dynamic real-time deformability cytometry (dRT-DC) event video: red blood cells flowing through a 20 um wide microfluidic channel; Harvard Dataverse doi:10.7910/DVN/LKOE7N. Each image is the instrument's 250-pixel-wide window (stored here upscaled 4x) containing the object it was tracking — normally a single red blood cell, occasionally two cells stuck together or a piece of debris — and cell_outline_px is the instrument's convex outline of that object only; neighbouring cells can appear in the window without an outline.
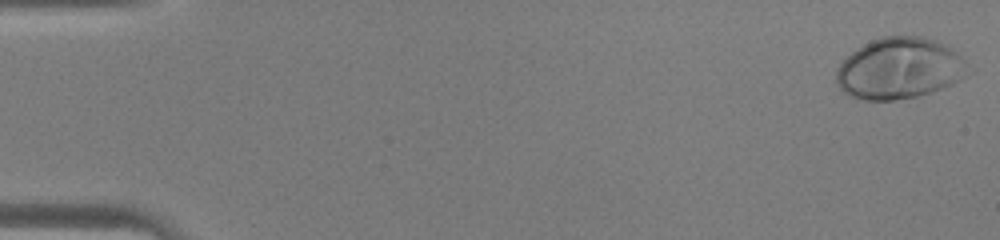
{"species": "human", "species_latin": "Homo sapiens", "temperature_condition": "warm", "stored_images_in_passage": 45, "camera_frame_rate_fps": 3000, "um_per_image_px": 0.085, "donor": {"sex": "male"}, "frame": {"image": 1, "passage_image": 1, "time_ms": 0.0, "image_size_px": [1000, 240], "cell_outline_px": [[976, 72], [952, 84], [916, 96], [892, 100], [868, 100], [848, 96], [840, 88], [836, 80], [836, 68], [856, 48], [872, 40], [884, 36], [920, 36], [936, 40], [948, 44]], "centroid_in_image_um": [76.51, 5.8], "position_along_channel_um": 8.5, "area_um2": 47.28}}
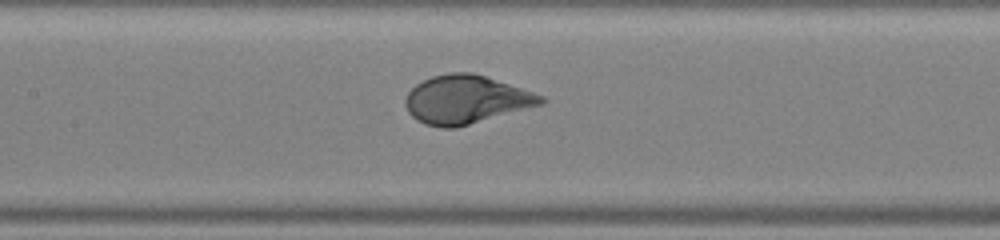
{"frame": {"image": 2, "passage_image": 22, "time_ms": 7.0, "image_size_px": [1000, 240], "cell_outline_px": [[548, 100], [544, 104], [456, 128], [440, 128], [424, 124], [416, 120], [408, 112], [404, 104], [404, 100], [408, 92], [416, 84], [432, 76], [448, 72], [472, 72], [544, 96]], "centroid_in_image_um": [39.59, 8.48], "position_along_channel_um": 167.8, "area_um2": 38.26}}
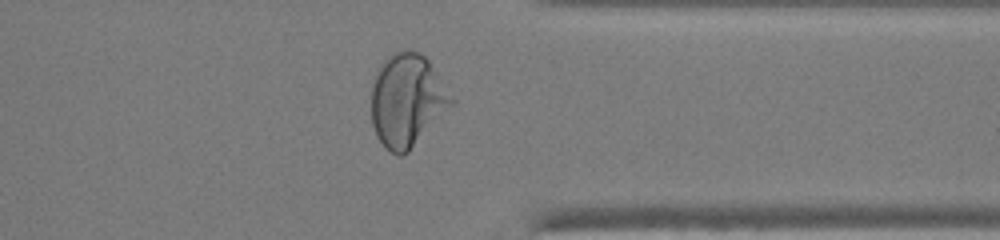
{"frame": {"image": 3, "passage_image": 36, "time_ms": 11.667, "image_size_px": [1000, 240], "cell_outline_px": [[456, 104], [408, 152], [400, 156], [384, 148], [376, 136], [372, 124], [372, 84], [376, 72], [380, 64], [388, 56], [404, 48], [408, 48], [420, 52], [428, 60], [456, 100]], "centroid_in_image_um": [34.63, 8.53], "position_along_channel_um": 376.8, "area_um2": 43.99}}